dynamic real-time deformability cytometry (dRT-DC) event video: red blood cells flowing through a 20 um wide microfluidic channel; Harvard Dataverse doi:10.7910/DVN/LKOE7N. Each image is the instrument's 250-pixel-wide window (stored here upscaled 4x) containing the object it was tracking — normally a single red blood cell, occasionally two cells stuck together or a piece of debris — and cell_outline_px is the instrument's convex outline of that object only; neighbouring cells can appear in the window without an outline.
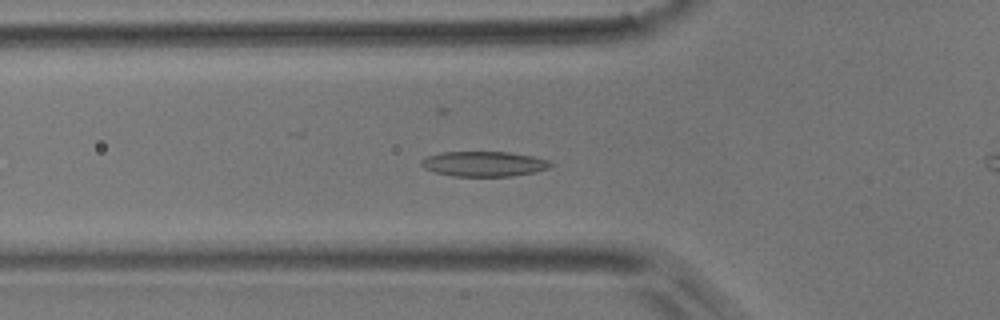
{"species": "common noctule bat (a hibernating species)", "species_latin": "Nyctalus noctula", "temperature_condition": "room temperature", "stored_images_in_passage": 51, "camera_frame_rate_fps": 3000, "um_per_image_px": 0.085, "animal": {"sex": "male", "body_mass_g": 17.9}, "frame": {"image": 1, "passage_image": 16, "time_ms": 5.0, "image_size_px": [1000, 320], "cell_outline_px": [[556, 164], [548, 168], [536, 172], [512, 176], [452, 176], [436, 172], [424, 168], [420, 164], [420, 160], [428, 156], [440, 152], [508, 152], [532, 156], [552, 160]], "centroid_in_image_um": [41.18, 13.93], "position_along_channel_um": 84.6, "area_um2": 19.07}}
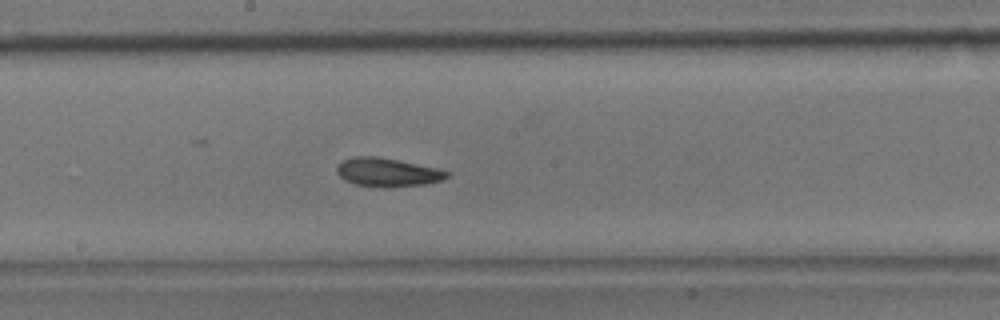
{"frame": {"image": 2, "passage_image": 26, "time_ms": 8.333, "image_size_px": [1000, 320], "cell_outline_px": [[448, 176], [440, 180], [424, 184], [392, 188], [380, 188], [356, 184], [344, 180], [336, 172], [336, 168], [340, 160], [352, 156], [376, 156], [436, 168], [448, 172]], "centroid_in_image_um": [32.84, 14.65], "position_along_channel_um": 215.4, "area_um2": 18.38}}
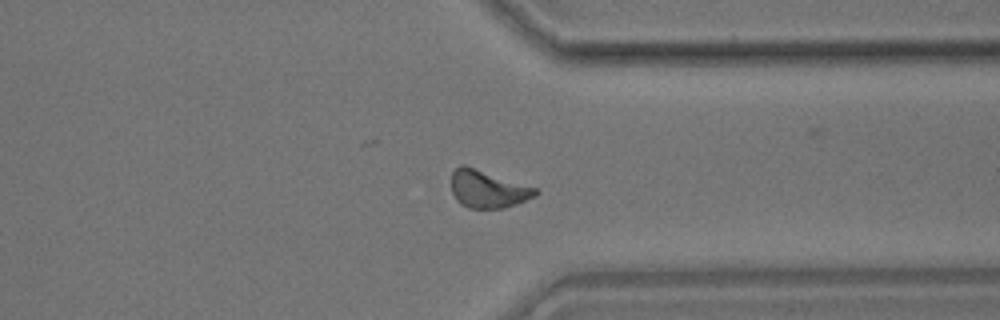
{"frame": {"image": 3, "passage_image": 38, "time_ms": 12.333, "image_size_px": [1000, 320], "cell_outline_px": [[540, 192], [536, 196], [516, 204], [504, 208], [468, 208], [460, 204], [456, 200], [452, 192], [452, 172], [460, 164], [464, 164], [540, 188]], "centroid_in_image_um": [41.51, 16.06], "position_along_channel_um": 369.9, "area_um2": 18.79}, "authors_computed_cell_mechanics": {"area_um2": 18.207, "velocity_mm_per_s": 3.9, "shape_relaxation_time_tau1_ms": 2.7125, "shape_relaxation_time_tau2_ms": 4.4071, "deformation_change_tau1": 0.0977, "deformation_change_tau2": 0.1085}}